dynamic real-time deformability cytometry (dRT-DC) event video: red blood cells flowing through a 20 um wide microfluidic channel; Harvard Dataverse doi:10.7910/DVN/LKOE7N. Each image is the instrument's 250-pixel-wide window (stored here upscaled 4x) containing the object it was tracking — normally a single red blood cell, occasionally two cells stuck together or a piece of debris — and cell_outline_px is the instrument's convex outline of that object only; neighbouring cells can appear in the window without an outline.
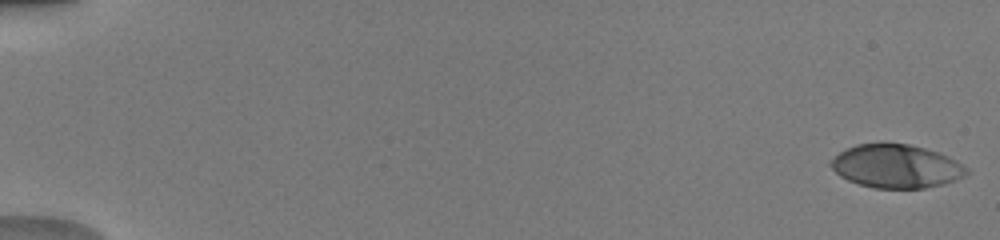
{"species": "human", "species_latin": "Homo sapiens", "temperature_condition": "warm", "stored_images_in_passage": 51, "camera_frame_rate_fps": 3000, "um_per_image_px": 0.085, "donor": {"sex": "male"}, "frame": {"image": 1, "passage_image": 1, "time_ms": 0.0, "image_size_px": [1000, 240], "cell_outline_px": [[968, 172], [964, 176], [944, 184], [924, 188], [872, 188], [848, 180], [840, 176], [828, 164], [828, 160], [840, 152], [856, 144], [908, 144], [924, 148], [948, 156], [968, 168]], "centroid_in_image_um": [76.15, 14.14], "position_along_channel_um": 8.8, "area_um2": 34.1}}
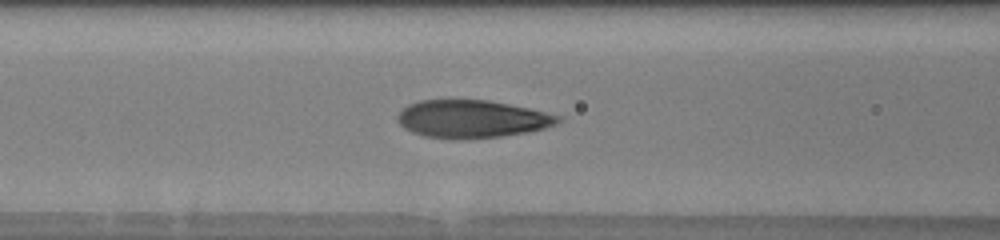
{"frame": {"image": 2, "passage_image": 23, "time_ms": 7.333, "image_size_px": [1000, 240], "cell_outline_px": [[560, 120], [556, 124], [544, 128], [524, 132], [500, 136], [464, 140], [456, 140], [424, 136], [412, 132], [404, 128], [396, 120], [396, 116], [408, 104], [420, 100], [488, 100], [528, 108], [560, 116]], "centroid_in_image_um": [40.05, 10.12], "position_along_channel_um": 126.6, "area_um2": 35.2}}
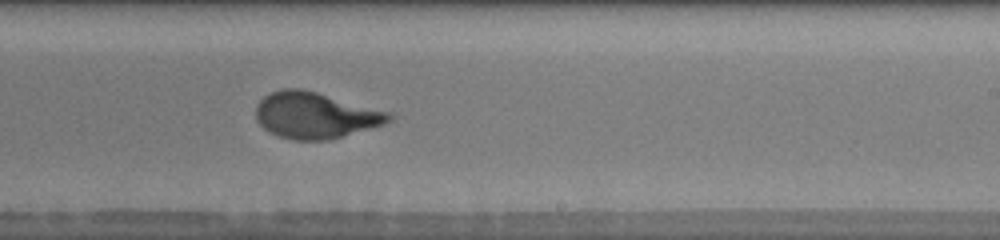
{"frame": {"image": 3, "passage_image": 33, "time_ms": 10.667, "image_size_px": [1000, 240], "cell_outline_px": [[396, 116], [392, 120], [384, 124], [328, 140], [292, 140], [268, 132], [256, 120], [256, 104], [264, 96], [280, 88], [300, 88], [316, 92], [392, 112]], "centroid_in_image_um": [26.81, 9.79], "position_along_channel_um": 262.2, "area_um2": 35.95}, "authors_computed_cell_mechanics": {"area_um2": 35.6048, "velocity_mm_per_s": 4.0829, "shape_relaxation_time_tau1_ms": 4.5217, "shape_relaxation_time_tau2_ms": null, "deformation_change_tau1": 0.2301, "deformation_change_tau2": null}}